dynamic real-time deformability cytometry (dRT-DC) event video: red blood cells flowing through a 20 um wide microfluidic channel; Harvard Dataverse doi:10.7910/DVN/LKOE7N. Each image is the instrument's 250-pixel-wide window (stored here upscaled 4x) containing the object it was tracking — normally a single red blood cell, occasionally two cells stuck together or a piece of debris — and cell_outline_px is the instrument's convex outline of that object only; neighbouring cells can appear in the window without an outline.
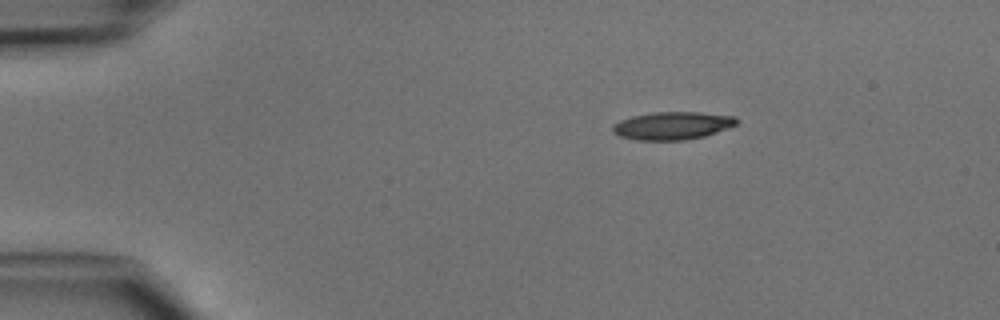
{"species": "common noctule bat (a hibernating species)", "species_latin": "Nyctalus noctula", "temperature_condition": "cold", "stored_images_in_passage": 5, "camera_frame_rate_fps": 3000, "um_per_image_px": 0.085, "animal": {"sex": "male", "body_mass_g": 15.6}, "frame": {"image": 1, "passage_image": 1, "time_ms": 0.0, "image_size_px": [1000, 320], "cell_outline_px": [[740, 120], [736, 124], [728, 128], [704, 136], [684, 140], [636, 140], [620, 136], [612, 132], [612, 124], [620, 120], [632, 116], [652, 112], [700, 112], [736, 116]], "centroid_in_image_um": [57.15, 10.67], "position_along_channel_um": 27.8, "area_um2": 20.23}}
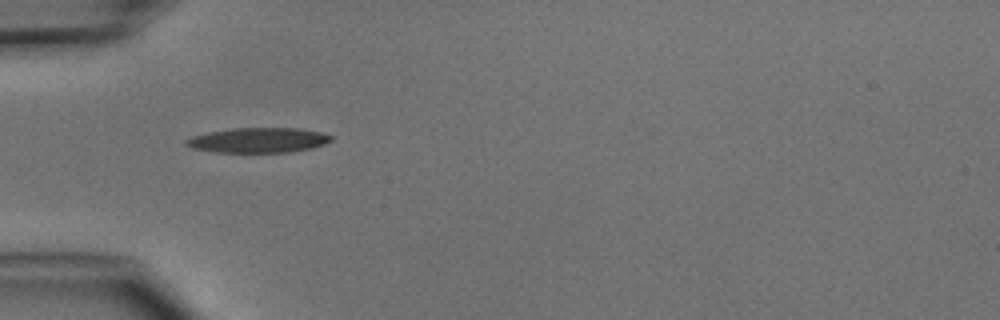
{"frame": {"image": 2, "passage_image": 3, "time_ms": 2.333, "image_size_px": [1000, 320], "cell_outline_px": [[332, 140], [324, 144], [312, 148], [292, 152], [216, 152], [192, 148], [184, 144], [184, 140], [192, 136], [208, 132], [232, 128], [300, 128], [320, 132], [332, 136]], "centroid_in_image_um": [21.94, 11.91], "position_along_channel_um": 63.1, "area_um2": 21.15}}